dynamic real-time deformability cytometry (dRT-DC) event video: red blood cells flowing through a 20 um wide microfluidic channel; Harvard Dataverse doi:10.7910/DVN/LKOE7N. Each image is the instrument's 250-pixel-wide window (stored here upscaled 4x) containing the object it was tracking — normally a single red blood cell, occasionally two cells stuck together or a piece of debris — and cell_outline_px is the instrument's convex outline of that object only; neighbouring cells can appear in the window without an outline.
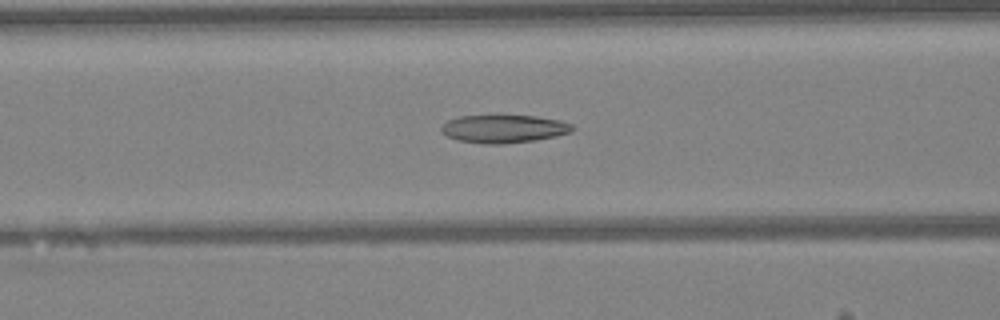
{"species": "Egyptian fruit bat (a non-hibernating species)", "species_latin": "Rousettus aegyptiacus", "temperature_condition": "warm", "stored_images_in_passage": 47, "camera_frame_rate_fps": 3000, "um_per_image_px": 0.085, "animal": {"sex": "female"}, "frame": {"image": 1, "passage_image": 19, "time_ms": 6.0, "image_size_px": [1000, 320], "cell_outline_px": [[576, 128], [572, 132], [556, 136], [536, 140], [504, 144], [484, 144], [456, 140], [448, 136], [440, 128], [448, 120], [460, 116], [536, 116], [560, 120], [572, 124]], "centroid_in_image_um": [42.87, 10.96], "position_along_channel_um": 123.7, "area_um2": 21.39}}
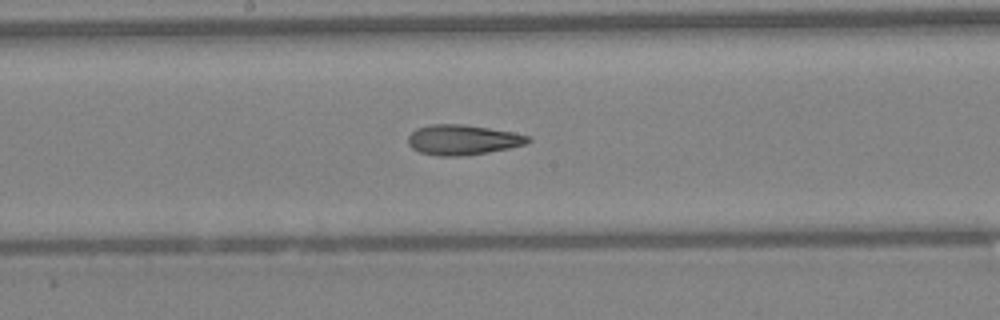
{"frame": {"image": 2, "passage_image": 25, "time_ms": 8.0, "image_size_px": [1000, 320], "cell_outline_px": [[532, 140], [524, 144], [508, 148], [488, 152], [464, 156], [436, 156], [420, 152], [412, 148], [408, 144], [408, 136], [416, 128], [428, 124], [464, 124], [512, 132], [528, 136]], "centroid_in_image_um": [39.28, 11.88], "position_along_channel_um": 208.9, "area_um2": 21.04}}
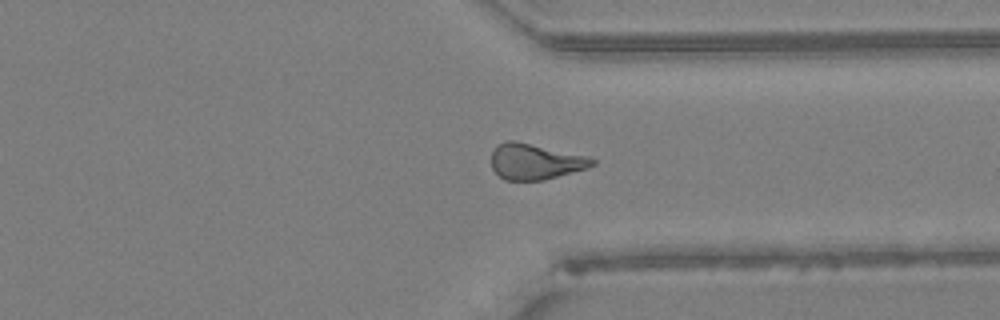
{"frame": {"image": 3, "passage_image": 36, "time_ms": 11.667, "image_size_px": [1000, 320], "cell_outline_px": [[596, 164], [588, 168], [544, 180], [504, 180], [492, 168], [492, 152], [500, 144], [508, 140], [516, 140], [588, 156], [596, 160]], "centroid_in_image_um": [45.53, 13.73], "position_along_channel_um": 365.9, "area_um2": 21.04}, "authors_computed_cell_mechanics": {"area_um2": 21.2704, "velocity_mm_per_s": 4.2851, "shape_relaxation_time_tau1_ms": null, "shape_relaxation_time_tau2_ms": 2.7245, "deformation_change_tau1": null, "deformation_change_tau2": 0.1184}}